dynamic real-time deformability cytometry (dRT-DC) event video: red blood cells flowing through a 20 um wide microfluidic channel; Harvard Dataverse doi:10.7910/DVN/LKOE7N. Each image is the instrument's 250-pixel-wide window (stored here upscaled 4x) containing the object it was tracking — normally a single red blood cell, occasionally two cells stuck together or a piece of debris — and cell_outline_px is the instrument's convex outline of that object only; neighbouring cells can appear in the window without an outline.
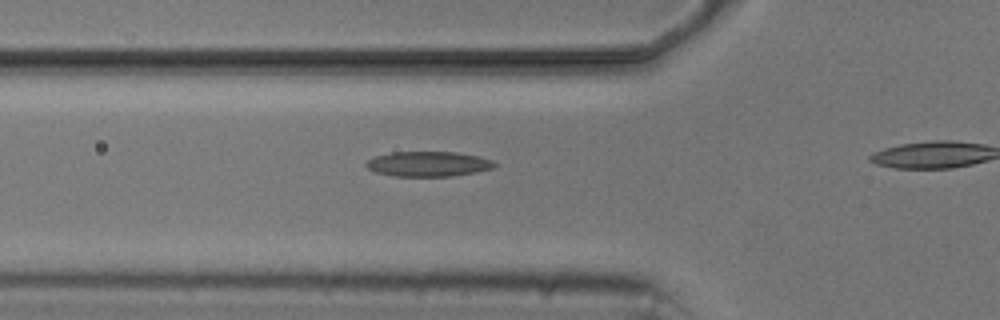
{"species": "common noctule bat (a hibernating species)", "species_latin": "Nyctalus noctula", "temperature_condition": "cold", "stored_images_in_passage": 4, "segment_of_instrument_passage": [1, 2], "camera_frame_rate_fps": 3000, "um_per_image_px": 0.085, "animal": {"sex": "male", "body_mass_g": 20.5, "forearm_length_mm": 52.5}, "frame": {"image": 1, "passage_image": 3, "time_ms": 3.0, "image_size_px": [1000, 320], "cell_outline_px": [[496, 164], [492, 168], [476, 172], [452, 176], [392, 176], [376, 172], [368, 168], [364, 164], [368, 160], [376, 156], [392, 152], [456, 152], [480, 156], [492, 160]], "centroid_in_image_um": [36.4, 13.93], "position_along_channel_um": 89.4, "area_um2": 18.67}}